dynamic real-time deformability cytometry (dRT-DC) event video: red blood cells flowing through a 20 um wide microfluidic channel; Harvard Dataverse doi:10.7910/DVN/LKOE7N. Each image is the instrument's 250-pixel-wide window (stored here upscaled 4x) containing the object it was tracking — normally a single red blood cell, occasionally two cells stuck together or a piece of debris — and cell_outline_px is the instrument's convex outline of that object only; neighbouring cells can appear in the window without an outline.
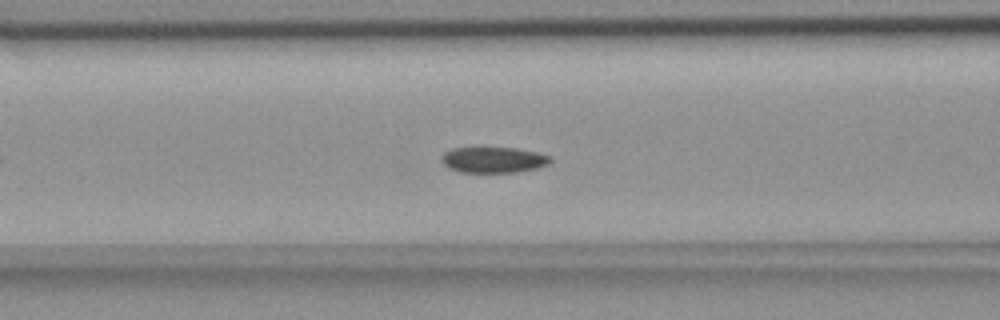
{"species": "common noctule bat (a hibernating species)", "species_latin": "Nyctalus noctula", "temperature_condition": "room temperature", "stored_images_in_passage": 49, "camera_frame_rate_fps": 3000, "um_per_image_px": 0.085, "animal": {"sex": "female", "body_mass_g": 18.4}, "frame": {"image": 1, "passage_image": 15, "time_ms": 4.667, "image_size_px": [1000, 320], "cell_outline_px": [[552, 160], [548, 164], [536, 168], [516, 172], [460, 172], [448, 168], [440, 160], [440, 156], [444, 152], [452, 148], [516, 148], [536, 152], [548, 156]], "centroid_in_image_um": [41.89, 13.59], "position_along_channel_um": 124.7, "area_um2": 16.3}}
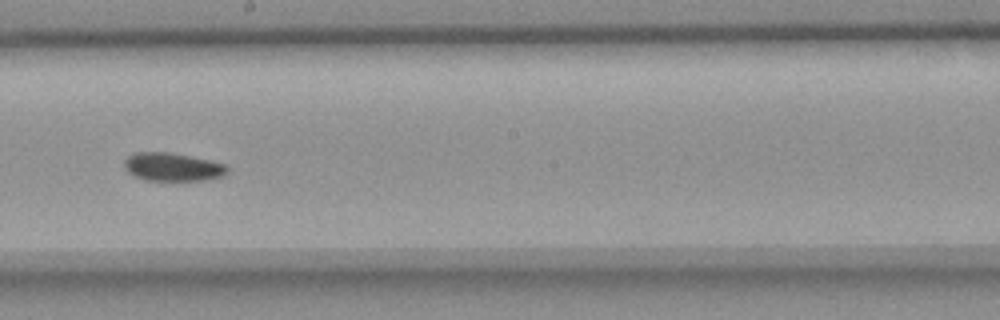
{"frame": {"image": 2, "passage_image": 24, "time_ms": 7.667, "image_size_px": [1000, 320], "cell_outline_px": [[228, 172], [224, 176], [204, 180], [144, 180], [128, 172], [124, 168], [124, 160], [132, 152], [168, 152], [228, 164]], "centroid_in_image_um": [14.67, 14.19], "position_along_channel_um": 233.5, "area_um2": 16.99}}
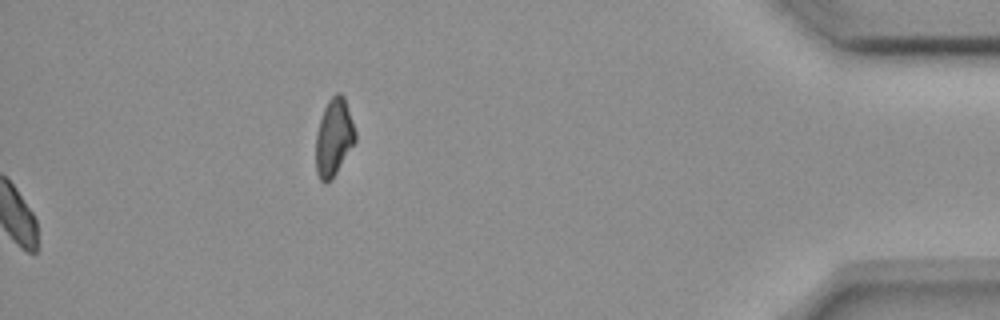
{"frame": {"image": 3, "passage_image": 49, "time_ms": 16.0, "image_size_px": [1000, 320], "cell_outline_px": [[356, 140], [332, 180], [324, 184], [320, 180], [316, 172], [316, 132], [324, 108], [328, 100], [336, 92], [340, 92], [344, 96], [356, 132]], "centroid_in_image_um": [28.37, 11.69], "position_along_channel_um": 406.8, "area_um2": 17.86}}